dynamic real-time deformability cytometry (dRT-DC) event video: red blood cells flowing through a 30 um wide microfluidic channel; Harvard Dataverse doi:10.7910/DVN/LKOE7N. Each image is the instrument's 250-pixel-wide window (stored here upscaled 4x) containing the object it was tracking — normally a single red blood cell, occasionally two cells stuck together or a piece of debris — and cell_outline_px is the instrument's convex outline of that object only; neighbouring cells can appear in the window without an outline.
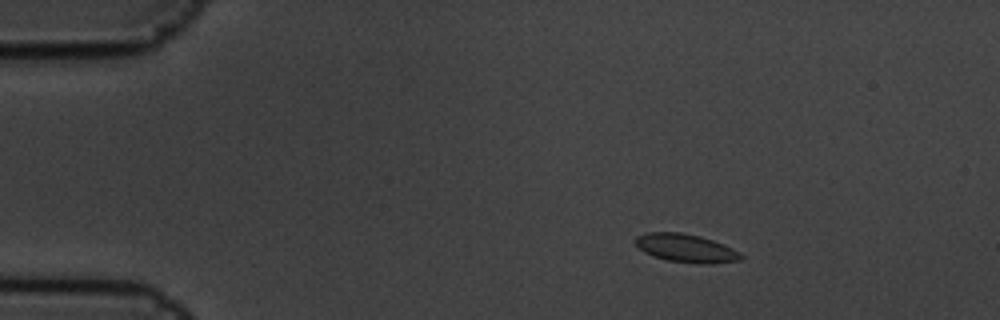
{"species": "common noctule bat (a hibernating species)", "species_latin": "Nyctalus noctula", "temperature_condition": "cold", "stored_images_in_passage": 10, "camera_frame_rate_fps": 3000, "um_per_image_px": 0.085, "animal": {"sex": "male", "body_mass_g": 19.5, "forearm_length_mm": 54.6}, "frame": {"image": 1, "passage_image": 3, "time_ms": 0.667, "image_size_px": [1000, 320], "cell_outline_px": [[744, 256], [740, 260], [712, 264], [708, 264], [668, 260], [652, 256], [644, 252], [632, 240], [636, 236], [648, 232], [680, 232], [700, 236], [724, 244], [740, 252]], "centroid_in_image_um": [58.3, 21.08], "position_along_channel_um": 26.7, "area_um2": 17.4}}
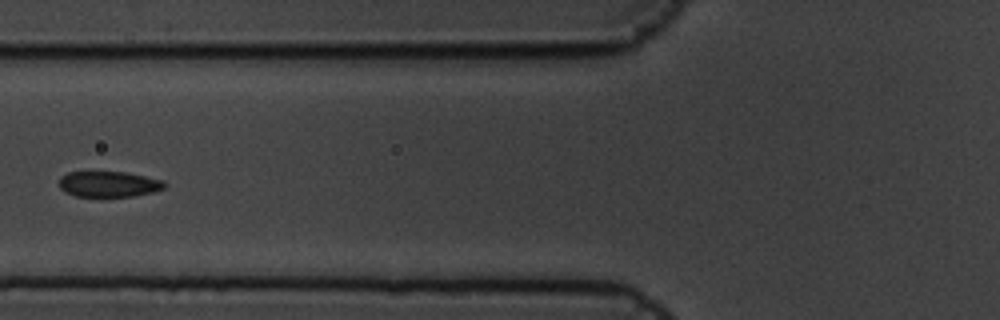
{"frame": {"image": 2, "passage_image": 7, "time_ms": 2.0, "image_size_px": [1000, 320], "cell_outline_px": [[168, 184], [164, 188], [152, 192], [132, 196], [76, 196], [64, 192], [56, 184], [60, 176], [68, 172], [124, 172], [164, 180]], "centroid_in_image_um": [9.2, 15.64], "position_along_channel_um": 116.6, "area_um2": 15.9}}
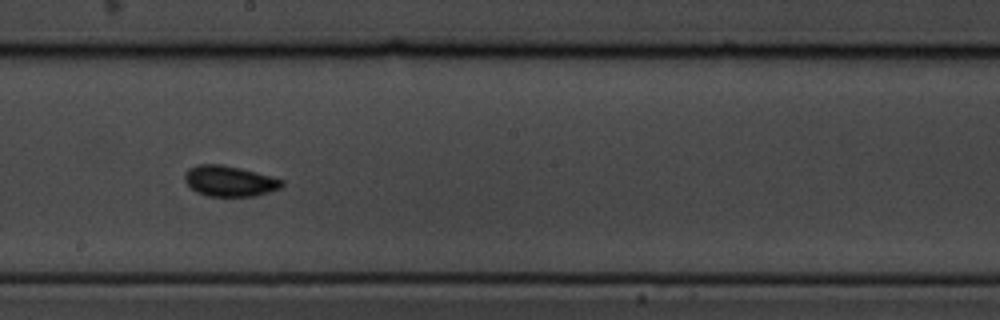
{"frame": {"image": 3, "passage_image": 10, "time_ms": 3.0, "image_size_px": [1000, 320], "cell_outline_px": [[284, 184], [280, 188], [256, 196], [208, 196], [196, 192], [184, 180], [184, 176], [188, 168], [196, 164], [220, 164], [240, 168], [272, 176], [284, 180]], "centroid_in_image_um": [19.51, 15.38], "position_along_channel_um": 228.7, "area_um2": 17.4}}